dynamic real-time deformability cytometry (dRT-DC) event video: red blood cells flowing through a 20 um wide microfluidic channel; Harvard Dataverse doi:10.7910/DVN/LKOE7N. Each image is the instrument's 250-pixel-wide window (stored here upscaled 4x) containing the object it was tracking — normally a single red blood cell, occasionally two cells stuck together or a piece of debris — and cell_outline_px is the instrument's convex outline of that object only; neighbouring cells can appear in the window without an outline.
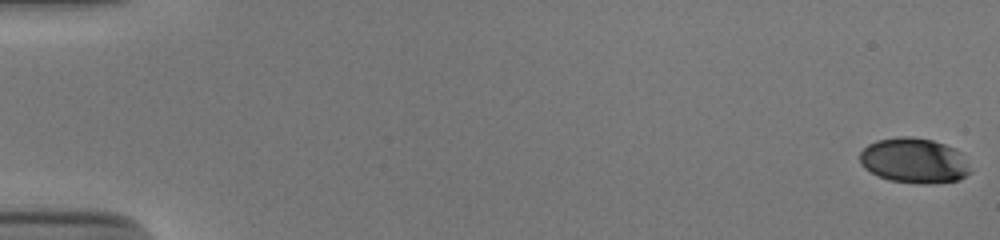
{"species": "human", "species_latin": "Homo sapiens", "temperature_condition": "cold", "stored_images_in_passage": 54, "camera_frame_rate_fps": 3000, "um_per_image_px": 0.085, "donor": {"sex": "male"}, "frame": {"image": 1, "passage_image": 1, "time_ms": 0.0, "image_size_px": [1000, 240], "cell_outline_px": [[972, 172], [960, 180], [936, 184], [916, 184], [888, 180], [864, 168], [860, 164], [860, 152], [868, 144], [876, 140], [900, 136], [912, 136], [932, 140], [944, 144], [960, 152]], "centroid_in_image_um": [77.7, 13.67], "position_along_channel_um": 7.3, "area_um2": 29.3}}
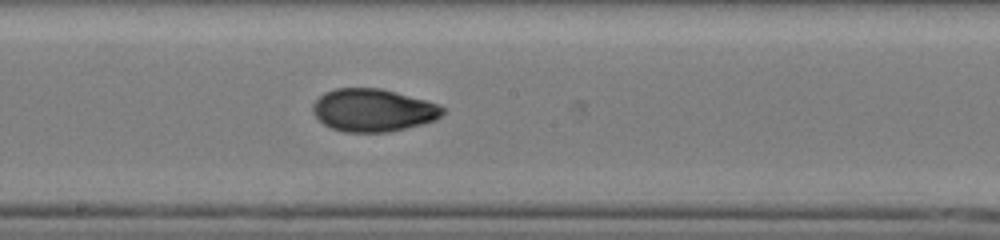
{"frame": {"image": 2, "passage_image": 31, "time_ms": 10.0, "image_size_px": [1000, 240], "cell_outline_px": [[444, 112], [436, 120], [388, 132], [344, 132], [332, 128], [324, 124], [312, 112], [312, 104], [324, 92], [336, 88], [380, 88], [396, 92], [440, 104], [444, 108]], "centroid_in_image_um": [31.7, 9.36], "position_along_channel_um": 216.5, "area_um2": 32.25}}
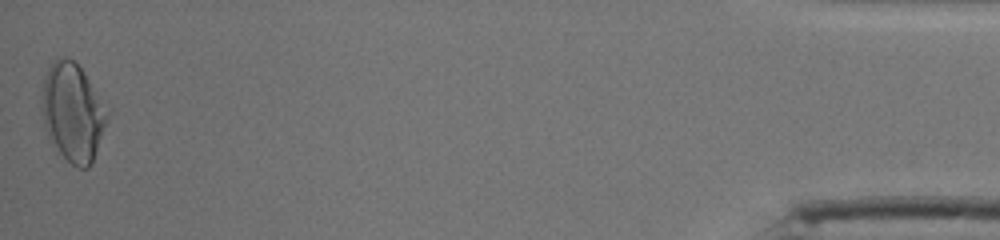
{"frame": {"image": 3, "passage_image": 54, "time_ms": 17.667, "image_size_px": [1000, 240], "cell_outline_px": [[112, 108], [92, 164], [88, 168], [76, 168], [60, 152], [48, 136], [44, 128], [40, 108], [40, 96], [44, 76], [52, 60], [56, 56], [68, 56], [84, 72]], "centroid_in_image_um": [6.2, 9.49], "position_along_channel_um": 429.0, "area_um2": 38.67}, "authors_computed_cell_mechanics": {"area_um2": 31.3565, "velocity_mm_per_s": 3.8844, "shape_relaxation_time_tau1_ms": 4.4443, "shape_relaxation_time_tau2_ms": 1.4544, "deformation_change_tau1": 0.1552, "deformation_change_tau2": 0.0514}}